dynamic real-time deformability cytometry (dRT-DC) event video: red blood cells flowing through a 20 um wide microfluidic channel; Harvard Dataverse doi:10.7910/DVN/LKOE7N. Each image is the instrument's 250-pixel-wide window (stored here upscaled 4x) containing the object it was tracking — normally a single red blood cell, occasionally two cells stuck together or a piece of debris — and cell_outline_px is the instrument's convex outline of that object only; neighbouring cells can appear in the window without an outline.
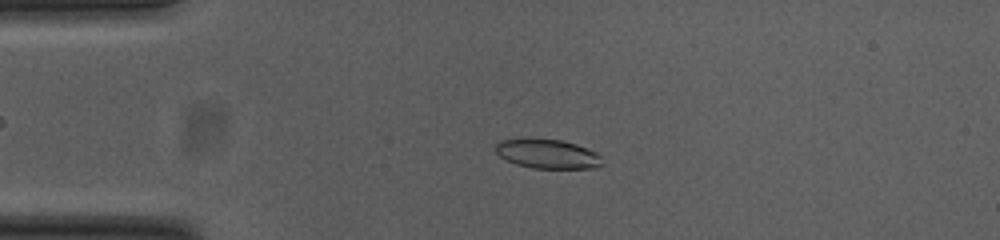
{"species": "common noctule bat (a hibernating species)", "species_latin": "Nyctalus noctula", "temperature_condition": "cold", "stored_images_in_passage": 42, "camera_frame_rate_fps": 3000, "um_per_image_px": 0.085, "animal": {"sex": "female", "body_mass_g": 23.0, "forearm_length_mm": 53.4}, "frame": {"image": 1, "passage_image": 1, "time_ms": 0.0, "image_size_px": [1000, 240], "cell_outline_px": [[604, 164], [596, 168], [532, 168], [516, 164], [500, 156], [496, 152], [496, 144], [500, 140], [564, 140], [576, 144], [596, 152], [600, 156]], "centroid_in_image_um": [46.6, 13.1], "position_along_channel_um": 38.4, "area_um2": 17.8}}
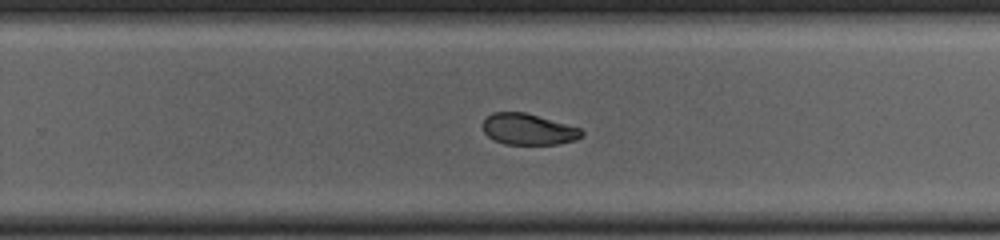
{"frame": {"image": 2, "passage_image": 23, "time_ms": 7.333, "image_size_px": [1000, 240], "cell_outline_px": [[584, 136], [576, 140], [556, 144], [504, 144], [488, 136], [484, 132], [484, 120], [492, 112], [524, 112], [580, 128], [584, 132]], "centroid_in_image_um": [44.93, 10.99], "position_along_channel_um": 284.9, "area_um2": 17.74}}
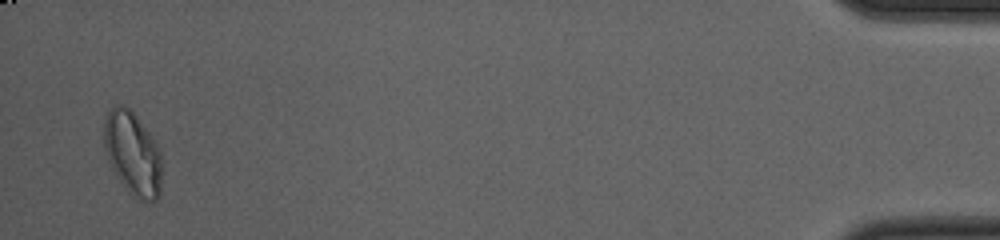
{"frame": {"image": 3, "passage_image": 41, "time_ms": 13.333, "image_size_px": [1000, 240], "cell_outline_px": [[160, 196], [156, 200], [136, 200], [128, 192], [112, 168], [108, 160], [104, 148], [104, 120], [108, 112], [116, 104], [124, 104], [132, 108], [160, 148]], "centroid_in_image_um": [11.27, 13.01], "position_along_channel_um": 423.9, "area_um2": 28.32}, "authors_computed_cell_mechanics": {"area_um2": 19.3919, "velocity_mm_per_s": 3.7723, "shape_relaxation_time_tau1_ms": 9.8331, "shape_relaxation_time_tau2_ms": 3.2614, "deformation_change_tau1": 0.2057, "deformation_change_tau2": 0.0667}}